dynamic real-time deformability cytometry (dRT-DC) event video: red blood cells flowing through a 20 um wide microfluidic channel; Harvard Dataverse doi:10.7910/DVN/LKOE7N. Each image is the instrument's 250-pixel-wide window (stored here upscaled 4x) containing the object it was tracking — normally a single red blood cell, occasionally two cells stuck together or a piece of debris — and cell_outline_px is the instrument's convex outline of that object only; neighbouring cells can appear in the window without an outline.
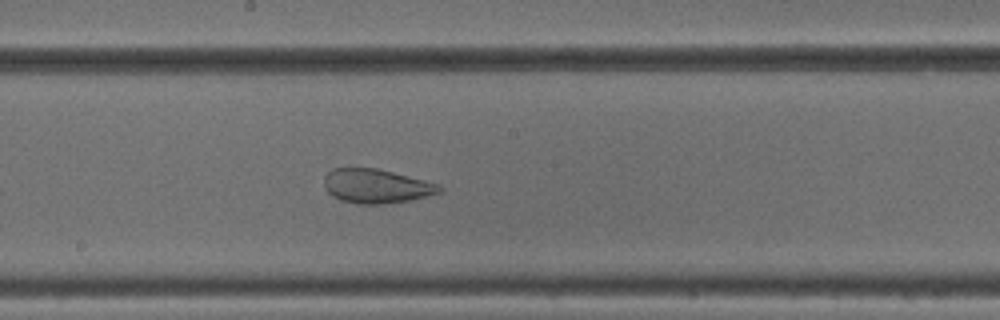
{"species": "common noctule bat (a hibernating species)", "species_latin": "Nyctalus noctula", "temperature_condition": "cold", "stored_images_in_passage": 20, "camera_frame_rate_fps": 3000, "um_per_image_px": 0.085, "animal": {"sex": "male", "body_mass_g": 18.8}, "frame": {"image": 1, "passage_image": 17, "time_ms": 5.333, "image_size_px": [1000, 320], "cell_outline_px": [[444, 188], [440, 192], [408, 200], [384, 204], [356, 204], [340, 200], [332, 196], [324, 188], [324, 176], [332, 168], [376, 168], [440, 184]], "centroid_in_image_um": [31.94, 15.82], "position_along_channel_um": 216.3, "area_um2": 22.89}}